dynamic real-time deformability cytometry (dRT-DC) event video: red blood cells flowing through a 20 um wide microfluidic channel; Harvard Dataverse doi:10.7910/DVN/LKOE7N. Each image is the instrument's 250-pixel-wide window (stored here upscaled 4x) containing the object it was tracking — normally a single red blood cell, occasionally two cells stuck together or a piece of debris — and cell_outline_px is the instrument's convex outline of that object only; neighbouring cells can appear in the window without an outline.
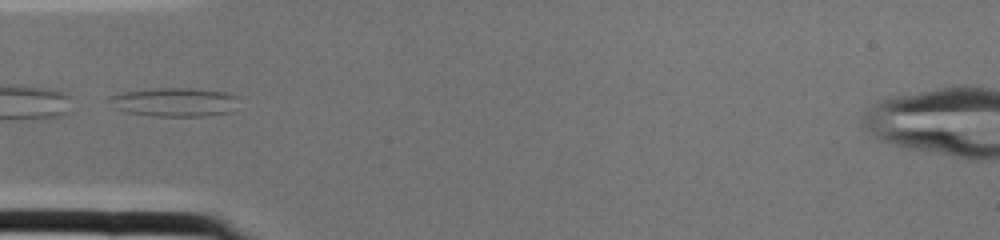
{"species": "common noctule bat (a hibernating species)", "species_latin": "Nyctalus noctula", "temperature_condition": "cold", "stored_images_in_passage": 2, "camera_frame_rate_fps": 3000, "um_per_image_px": 0.085, "animal": {"sex": "female", "body_mass_g": 22.0, "forearm_length_mm": 56.7}, "frame": {"image": 1, "passage_image": 2, "time_ms": 0.333, "image_size_px": [1000, 240], "cell_outline_px": [[240, 96], [232, 112], [208, 116], [152, 116], [124, 112], [112, 108], [108, 100], [108, 96], [120, 92], [152, 88], [196, 88], [228, 92]], "centroid_in_image_um": [14.82, 8.67], "position_along_channel_um": 70.2, "area_um2": 22.43}}